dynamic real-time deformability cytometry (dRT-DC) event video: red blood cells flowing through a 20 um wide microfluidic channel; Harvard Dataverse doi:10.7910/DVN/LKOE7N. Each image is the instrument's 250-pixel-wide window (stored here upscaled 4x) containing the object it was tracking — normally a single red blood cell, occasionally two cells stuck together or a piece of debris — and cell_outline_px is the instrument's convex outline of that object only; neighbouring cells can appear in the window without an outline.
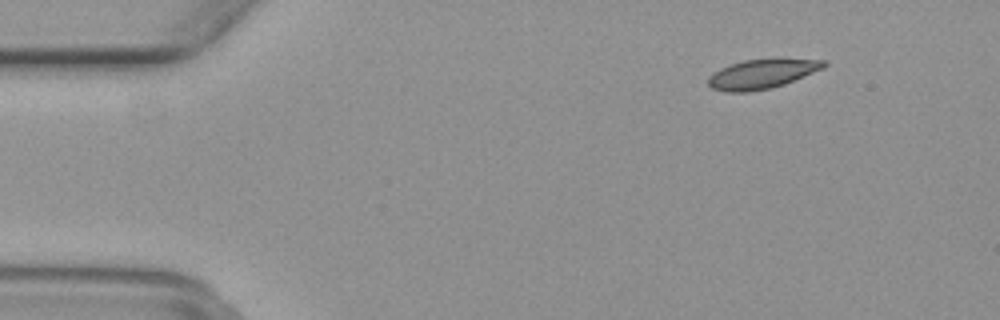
{"species": "common noctule bat (a hibernating species)", "species_latin": "Nyctalus noctula", "temperature_condition": "warm", "stored_images_in_passage": 50, "camera_frame_rate_fps": 3000, "um_per_image_px": 0.085, "animal": {"sex": "female", "body_mass_g": 29.2, "forearm_length_mm": 56.3}, "frame": {"image": 1, "passage_image": 6, "time_ms": 1.667, "image_size_px": [1000, 320], "cell_outline_px": [[828, 64], [824, 68], [784, 84], [772, 88], [748, 92], [724, 92], [712, 88], [708, 84], [708, 76], [712, 72], [728, 64], [744, 60], [828, 60]], "centroid_in_image_um": [64.7, 6.31], "position_along_channel_um": 20.3, "area_um2": 19.59}}
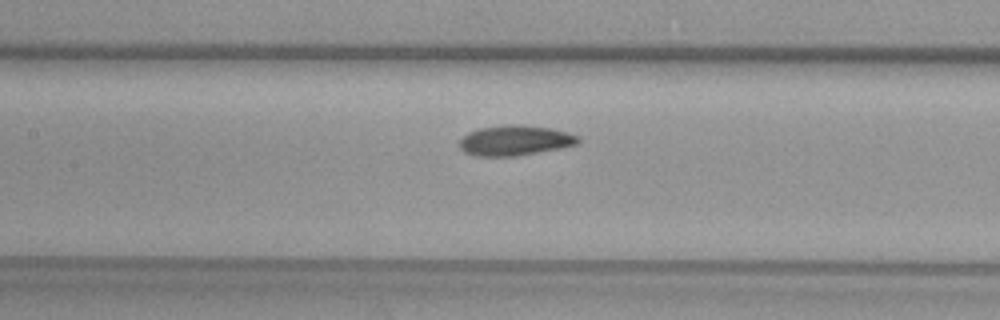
{"frame": {"image": 2, "passage_image": 23, "time_ms": 7.333, "image_size_px": [1000, 320], "cell_outline_px": [[580, 144], [560, 148], [512, 156], [476, 156], [464, 152], [460, 148], [460, 140], [468, 132], [480, 128], [508, 124], [520, 124], [552, 128], [568, 132], [580, 136]], "centroid_in_image_um": [43.81, 11.92], "position_along_channel_um": 163.6, "area_um2": 20.92}}
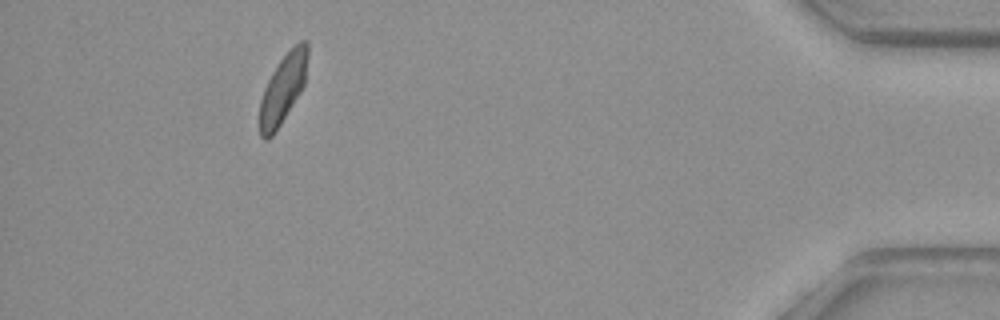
{"frame": {"image": 3, "passage_image": 46, "time_ms": 15.0, "image_size_px": [1000, 320], "cell_outline_px": [[308, 56], [304, 84], [300, 92], [280, 124], [272, 136], [268, 140], [264, 140], [260, 136], [260, 100], [264, 88], [272, 72], [280, 60], [300, 40], [304, 40], [308, 44]], "centroid_in_image_um": [24.04, 7.55], "position_along_channel_um": 411.2, "area_um2": 18.96}}